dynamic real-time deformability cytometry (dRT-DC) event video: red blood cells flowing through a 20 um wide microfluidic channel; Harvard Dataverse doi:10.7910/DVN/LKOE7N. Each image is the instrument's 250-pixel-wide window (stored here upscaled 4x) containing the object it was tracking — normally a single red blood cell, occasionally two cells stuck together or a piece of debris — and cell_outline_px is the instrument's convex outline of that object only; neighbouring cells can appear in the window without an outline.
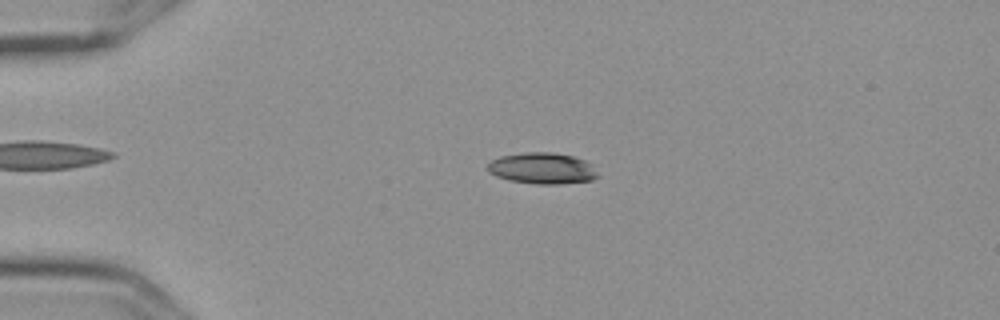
{"species": "Egyptian fruit bat (a non-hibernating species)", "species_latin": "Rousettus aegyptiacus", "temperature_condition": "cold", "stored_images_in_passage": 4, "camera_frame_rate_fps": 3000, "um_per_image_px": 0.085, "frame": {"image": 1, "passage_image": 3, "time_ms": 0.667, "image_size_px": [1000, 320], "cell_outline_px": [[600, 176], [592, 180], [556, 184], [536, 184], [508, 180], [496, 176], [488, 172], [488, 164], [492, 160], [500, 156], [524, 152], [552, 152], [572, 156], [584, 160]], "centroid_in_image_um": [46.05, 14.31], "position_along_channel_um": 38.9, "area_um2": 19.88}}